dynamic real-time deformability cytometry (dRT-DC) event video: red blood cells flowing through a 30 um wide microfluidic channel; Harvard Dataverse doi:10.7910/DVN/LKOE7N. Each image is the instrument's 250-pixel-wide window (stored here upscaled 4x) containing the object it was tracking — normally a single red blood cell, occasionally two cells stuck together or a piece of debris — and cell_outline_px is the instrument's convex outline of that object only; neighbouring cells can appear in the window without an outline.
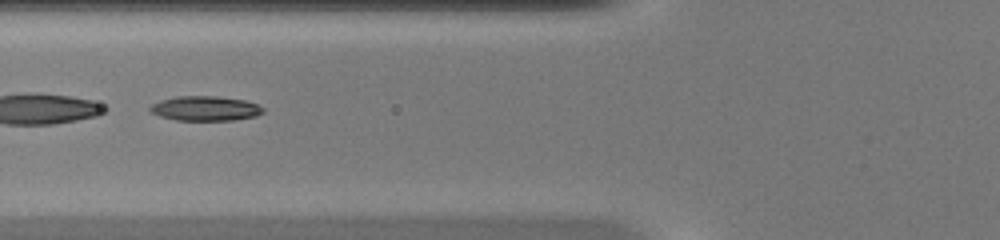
{"species": "common noctule bat (a hibernating species)", "species_latin": "Nyctalus noctula", "temperature_condition": "warm", "stored_images_in_passage": 50, "segment_of_instrument_passage": [2, 2], "camera_frame_rate_fps": 3000, "um_per_image_px": 0.085, "animal": {"sex": "female", "body_mass_g": 20.0, "forearm_length_mm": 54.0}, "frame": {"image": 1, "passage_image": 21, "time_ms": 6.667, "image_size_px": [1000, 240], "cell_outline_px": [[264, 112], [256, 116], [232, 120], [176, 120], [160, 116], [152, 112], [148, 108], [152, 104], [160, 100], [176, 96], [216, 96], [244, 100], [256, 104], [264, 108]], "centroid_in_image_um": [17.44, 9.21], "position_along_channel_um": 108.4, "area_um2": 16.18}}
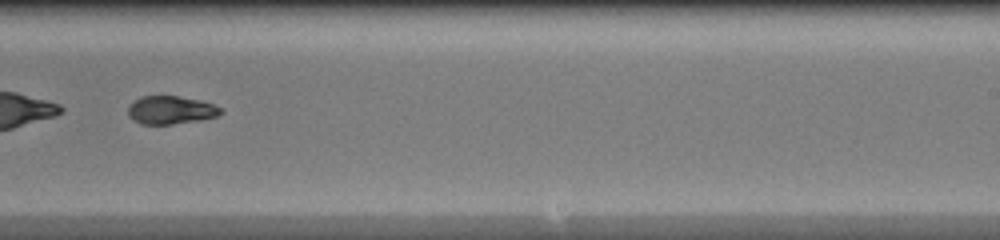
{"frame": {"image": 2, "passage_image": 33, "time_ms": 10.667, "image_size_px": [1000, 240], "cell_outline_px": [[224, 112], [216, 116], [200, 120], [172, 124], [140, 124], [132, 120], [128, 116], [128, 104], [140, 96], [176, 96], [200, 100], [224, 108]], "centroid_in_image_um": [14.49, 9.35], "position_along_channel_um": 274.5, "area_um2": 15.37}}
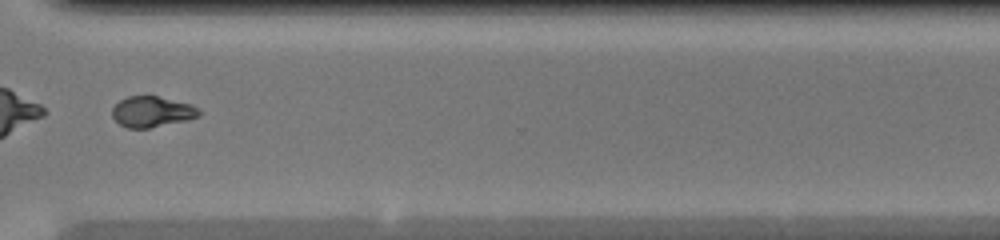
{"frame": {"image": 3, "passage_image": 39, "time_ms": 12.667, "image_size_px": [1000, 240], "cell_outline_px": [[204, 112], [200, 116], [188, 120], [148, 128], [128, 128], [120, 124], [112, 116], [112, 108], [120, 100], [128, 96], [156, 96], [192, 104], [200, 108]], "centroid_in_image_um": [12.97, 9.49], "position_along_channel_um": 357.6, "area_um2": 15.66}}